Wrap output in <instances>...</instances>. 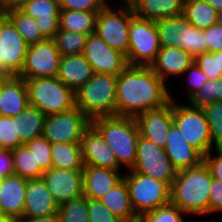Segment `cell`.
Instances as JSON below:
<instances>
[{
	"mask_svg": "<svg viewBox=\"0 0 222 222\" xmlns=\"http://www.w3.org/2000/svg\"><path fill=\"white\" fill-rule=\"evenodd\" d=\"M170 89L149 66L128 65L118 76L116 116L136 117L167 105Z\"/></svg>",
	"mask_w": 222,
	"mask_h": 222,
	"instance_id": "6da1fadb",
	"label": "cell"
},
{
	"mask_svg": "<svg viewBox=\"0 0 222 222\" xmlns=\"http://www.w3.org/2000/svg\"><path fill=\"white\" fill-rule=\"evenodd\" d=\"M211 183L212 175L204 161L178 170L170 186V202L187 215H209Z\"/></svg>",
	"mask_w": 222,
	"mask_h": 222,
	"instance_id": "7a4b0ae2",
	"label": "cell"
},
{
	"mask_svg": "<svg viewBox=\"0 0 222 222\" xmlns=\"http://www.w3.org/2000/svg\"><path fill=\"white\" fill-rule=\"evenodd\" d=\"M107 145L113 150L118 166L131 170L135 165L140 136L135 117L107 116L91 120Z\"/></svg>",
	"mask_w": 222,
	"mask_h": 222,
	"instance_id": "3957f363",
	"label": "cell"
},
{
	"mask_svg": "<svg viewBox=\"0 0 222 222\" xmlns=\"http://www.w3.org/2000/svg\"><path fill=\"white\" fill-rule=\"evenodd\" d=\"M117 76L97 74L75 92V107L90 120L116 116Z\"/></svg>",
	"mask_w": 222,
	"mask_h": 222,
	"instance_id": "277c9868",
	"label": "cell"
},
{
	"mask_svg": "<svg viewBox=\"0 0 222 222\" xmlns=\"http://www.w3.org/2000/svg\"><path fill=\"white\" fill-rule=\"evenodd\" d=\"M29 104L46 116L75 108V93L56 77H38L25 80Z\"/></svg>",
	"mask_w": 222,
	"mask_h": 222,
	"instance_id": "5b68a950",
	"label": "cell"
},
{
	"mask_svg": "<svg viewBox=\"0 0 222 222\" xmlns=\"http://www.w3.org/2000/svg\"><path fill=\"white\" fill-rule=\"evenodd\" d=\"M161 47L183 49L193 57L207 52L205 33L196 28L183 15L155 21Z\"/></svg>",
	"mask_w": 222,
	"mask_h": 222,
	"instance_id": "8992f818",
	"label": "cell"
},
{
	"mask_svg": "<svg viewBox=\"0 0 222 222\" xmlns=\"http://www.w3.org/2000/svg\"><path fill=\"white\" fill-rule=\"evenodd\" d=\"M118 8L107 3L96 17L95 33L112 49L128 54L130 20L134 16L129 3L122 1Z\"/></svg>",
	"mask_w": 222,
	"mask_h": 222,
	"instance_id": "52a82bcc",
	"label": "cell"
},
{
	"mask_svg": "<svg viewBox=\"0 0 222 222\" xmlns=\"http://www.w3.org/2000/svg\"><path fill=\"white\" fill-rule=\"evenodd\" d=\"M123 174L132 208L140 218L143 214L170 203V185L161 180L128 170Z\"/></svg>",
	"mask_w": 222,
	"mask_h": 222,
	"instance_id": "ba28073f",
	"label": "cell"
},
{
	"mask_svg": "<svg viewBox=\"0 0 222 222\" xmlns=\"http://www.w3.org/2000/svg\"><path fill=\"white\" fill-rule=\"evenodd\" d=\"M174 99L173 94L170 95V100H173V123L184 139L205 156L213 149V145L209 124L203 110L189 102L183 105Z\"/></svg>",
	"mask_w": 222,
	"mask_h": 222,
	"instance_id": "9c48e42d",
	"label": "cell"
},
{
	"mask_svg": "<svg viewBox=\"0 0 222 222\" xmlns=\"http://www.w3.org/2000/svg\"><path fill=\"white\" fill-rule=\"evenodd\" d=\"M160 48L155 21L134 15L130 20L128 65L150 67Z\"/></svg>",
	"mask_w": 222,
	"mask_h": 222,
	"instance_id": "30bf717a",
	"label": "cell"
},
{
	"mask_svg": "<svg viewBox=\"0 0 222 222\" xmlns=\"http://www.w3.org/2000/svg\"><path fill=\"white\" fill-rule=\"evenodd\" d=\"M131 170L154 177L170 186L177 173L165 149L142 136L137 141L135 165Z\"/></svg>",
	"mask_w": 222,
	"mask_h": 222,
	"instance_id": "8fae6325",
	"label": "cell"
},
{
	"mask_svg": "<svg viewBox=\"0 0 222 222\" xmlns=\"http://www.w3.org/2000/svg\"><path fill=\"white\" fill-rule=\"evenodd\" d=\"M91 120L77 107L70 111L47 115L42 136L50 143L80 142Z\"/></svg>",
	"mask_w": 222,
	"mask_h": 222,
	"instance_id": "7c38bea8",
	"label": "cell"
},
{
	"mask_svg": "<svg viewBox=\"0 0 222 222\" xmlns=\"http://www.w3.org/2000/svg\"><path fill=\"white\" fill-rule=\"evenodd\" d=\"M28 44L12 21L0 14V74L19 75L23 69Z\"/></svg>",
	"mask_w": 222,
	"mask_h": 222,
	"instance_id": "4fadbf2b",
	"label": "cell"
},
{
	"mask_svg": "<svg viewBox=\"0 0 222 222\" xmlns=\"http://www.w3.org/2000/svg\"><path fill=\"white\" fill-rule=\"evenodd\" d=\"M61 55L52 39L28 45L22 78L56 77L59 72Z\"/></svg>",
	"mask_w": 222,
	"mask_h": 222,
	"instance_id": "5bb4252c",
	"label": "cell"
},
{
	"mask_svg": "<svg viewBox=\"0 0 222 222\" xmlns=\"http://www.w3.org/2000/svg\"><path fill=\"white\" fill-rule=\"evenodd\" d=\"M83 55L97 74L118 76L128 66L126 56L112 49L96 33L88 35Z\"/></svg>",
	"mask_w": 222,
	"mask_h": 222,
	"instance_id": "9a60e30c",
	"label": "cell"
},
{
	"mask_svg": "<svg viewBox=\"0 0 222 222\" xmlns=\"http://www.w3.org/2000/svg\"><path fill=\"white\" fill-rule=\"evenodd\" d=\"M41 178L59 206L84 195L82 170L50 168Z\"/></svg>",
	"mask_w": 222,
	"mask_h": 222,
	"instance_id": "2e32d148",
	"label": "cell"
},
{
	"mask_svg": "<svg viewBox=\"0 0 222 222\" xmlns=\"http://www.w3.org/2000/svg\"><path fill=\"white\" fill-rule=\"evenodd\" d=\"M80 146L84 165L122 170L118 166L113 150L106 144L104 138L92 124L85 129Z\"/></svg>",
	"mask_w": 222,
	"mask_h": 222,
	"instance_id": "e0dca14e",
	"label": "cell"
},
{
	"mask_svg": "<svg viewBox=\"0 0 222 222\" xmlns=\"http://www.w3.org/2000/svg\"><path fill=\"white\" fill-rule=\"evenodd\" d=\"M135 119L140 136L164 148L170 126L173 123V100L162 108L138 114Z\"/></svg>",
	"mask_w": 222,
	"mask_h": 222,
	"instance_id": "ac0fdd59",
	"label": "cell"
},
{
	"mask_svg": "<svg viewBox=\"0 0 222 222\" xmlns=\"http://www.w3.org/2000/svg\"><path fill=\"white\" fill-rule=\"evenodd\" d=\"M59 205L42 178L28 179L22 218L47 217L58 213Z\"/></svg>",
	"mask_w": 222,
	"mask_h": 222,
	"instance_id": "d6986e66",
	"label": "cell"
},
{
	"mask_svg": "<svg viewBox=\"0 0 222 222\" xmlns=\"http://www.w3.org/2000/svg\"><path fill=\"white\" fill-rule=\"evenodd\" d=\"M166 140L165 152L177 171L198 166L204 161V156L184 139L174 123Z\"/></svg>",
	"mask_w": 222,
	"mask_h": 222,
	"instance_id": "ffe728a7",
	"label": "cell"
},
{
	"mask_svg": "<svg viewBox=\"0 0 222 222\" xmlns=\"http://www.w3.org/2000/svg\"><path fill=\"white\" fill-rule=\"evenodd\" d=\"M27 180L15 174L2 179L0 209L15 222L23 217Z\"/></svg>",
	"mask_w": 222,
	"mask_h": 222,
	"instance_id": "44dd1931",
	"label": "cell"
},
{
	"mask_svg": "<svg viewBox=\"0 0 222 222\" xmlns=\"http://www.w3.org/2000/svg\"><path fill=\"white\" fill-rule=\"evenodd\" d=\"M194 63V57L183 49L161 47L150 68L165 82L170 77H182Z\"/></svg>",
	"mask_w": 222,
	"mask_h": 222,
	"instance_id": "7402d4cb",
	"label": "cell"
},
{
	"mask_svg": "<svg viewBox=\"0 0 222 222\" xmlns=\"http://www.w3.org/2000/svg\"><path fill=\"white\" fill-rule=\"evenodd\" d=\"M29 95L25 79L18 75L8 76L0 92V116L15 117L29 106Z\"/></svg>",
	"mask_w": 222,
	"mask_h": 222,
	"instance_id": "603a6c76",
	"label": "cell"
},
{
	"mask_svg": "<svg viewBox=\"0 0 222 222\" xmlns=\"http://www.w3.org/2000/svg\"><path fill=\"white\" fill-rule=\"evenodd\" d=\"M121 172L123 171L84 165L82 170L84 196L88 199L100 200L123 179Z\"/></svg>",
	"mask_w": 222,
	"mask_h": 222,
	"instance_id": "cb8c5ba5",
	"label": "cell"
},
{
	"mask_svg": "<svg viewBox=\"0 0 222 222\" xmlns=\"http://www.w3.org/2000/svg\"><path fill=\"white\" fill-rule=\"evenodd\" d=\"M21 10L35 18L42 34L52 39L59 30V0H28Z\"/></svg>",
	"mask_w": 222,
	"mask_h": 222,
	"instance_id": "d4e9b609",
	"label": "cell"
},
{
	"mask_svg": "<svg viewBox=\"0 0 222 222\" xmlns=\"http://www.w3.org/2000/svg\"><path fill=\"white\" fill-rule=\"evenodd\" d=\"M93 75V68L83 54L61 56L57 78L74 93Z\"/></svg>",
	"mask_w": 222,
	"mask_h": 222,
	"instance_id": "484cf974",
	"label": "cell"
},
{
	"mask_svg": "<svg viewBox=\"0 0 222 222\" xmlns=\"http://www.w3.org/2000/svg\"><path fill=\"white\" fill-rule=\"evenodd\" d=\"M185 0H131L135 16L156 21L182 15Z\"/></svg>",
	"mask_w": 222,
	"mask_h": 222,
	"instance_id": "4316f807",
	"label": "cell"
},
{
	"mask_svg": "<svg viewBox=\"0 0 222 222\" xmlns=\"http://www.w3.org/2000/svg\"><path fill=\"white\" fill-rule=\"evenodd\" d=\"M122 222H139L129 196V190L124 179L117 183L99 200Z\"/></svg>",
	"mask_w": 222,
	"mask_h": 222,
	"instance_id": "83f0119b",
	"label": "cell"
},
{
	"mask_svg": "<svg viewBox=\"0 0 222 222\" xmlns=\"http://www.w3.org/2000/svg\"><path fill=\"white\" fill-rule=\"evenodd\" d=\"M52 168L83 170L80 142L51 143Z\"/></svg>",
	"mask_w": 222,
	"mask_h": 222,
	"instance_id": "f1b7e54d",
	"label": "cell"
},
{
	"mask_svg": "<svg viewBox=\"0 0 222 222\" xmlns=\"http://www.w3.org/2000/svg\"><path fill=\"white\" fill-rule=\"evenodd\" d=\"M45 117L43 112L31 105L16 116V133L23 143L42 136Z\"/></svg>",
	"mask_w": 222,
	"mask_h": 222,
	"instance_id": "f546056e",
	"label": "cell"
},
{
	"mask_svg": "<svg viewBox=\"0 0 222 222\" xmlns=\"http://www.w3.org/2000/svg\"><path fill=\"white\" fill-rule=\"evenodd\" d=\"M99 11L61 10L59 29L83 34L95 33L96 17Z\"/></svg>",
	"mask_w": 222,
	"mask_h": 222,
	"instance_id": "4dcf8cb0",
	"label": "cell"
},
{
	"mask_svg": "<svg viewBox=\"0 0 222 222\" xmlns=\"http://www.w3.org/2000/svg\"><path fill=\"white\" fill-rule=\"evenodd\" d=\"M182 15L201 30L217 22V10L206 0H185Z\"/></svg>",
	"mask_w": 222,
	"mask_h": 222,
	"instance_id": "1f68e13d",
	"label": "cell"
},
{
	"mask_svg": "<svg viewBox=\"0 0 222 222\" xmlns=\"http://www.w3.org/2000/svg\"><path fill=\"white\" fill-rule=\"evenodd\" d=\"M5 15L12 21L28 45L47 39L38 27L35 18L27 15L21 9L9 11Z\"/></svg>",
	"mask_w": 222,
	"mask_h": 222,
	"instance_id": "d6a6232c",
	"label": "cell"
},
{
	"mask_svg": "<svg viewBox=\"0 0 222 222\" xmlns=\"http://www.w3.org/2000/svg\"><path fill=\"white\" fill-rule=\"evenodd\" d=\"M12 154L15 175L25 179L41 178L44 170L40 166H36L34 155L25 145L14 148Z\"/></svg>",
	"mask_w": 222,
	"mask_h": 222,
	"instance_id": "836d02e7",
	"label": "cell"
},
{
	"mask_svg": "<svg viewBox=\"0 0 222 222\" xmlns=\"http://www.w3.org/2000/svg\"><path fill=\"white\" fill-rule=\"evenodd\" d=\"M88 35L59 29L52 40L61 56L83 54Z\"/></svg>",
	"mask_w": 222,
	"mask_h": 222,
	"instance_id": "e575fe53",
	"label": "cell"
},
{
	"mask_svg": "<svg viewBox=\"0 0 222 222\" xmlns=\"http://www.w3.org/2000/svg\"><path fill=\"white\" fill-rule=\"evenodd\" d=\"M61 222H90L87 211V197L82 195L59 206Z\"/></svg>",
	"mask_w": 222,
	"mask_h": 222,
	"instance_id": "d590c367",
	"label": "cell"
},
{
	"mask_svg": "<svg viewBox=\"0 0 222 222\" xmlns=\"http://www.w3.org/2000/svg\"><path fill=\"white\" fill-rule=\"evenodd\" d=\"M201 109L209 124L213 147L222 148V101H214Z\"/></svg>",
	"mask_w": 222,
	"mask_h": 222,
	"instance_id": "8d00e7d4",
	"label": "cell"
},
{
	"mask_svg": "<svg viewBox=\"0 0 222 222\" xmlns=\"http://www.w3.org/2000/svg\"><path fill=\"white\" fill-rule=\"evenodd\" d=\"M185 212L171 202L143 214L139 222H185Z\"/></svg>",
	"mask_w": 222,
	"mask_h": 222,
	"instance_id": "74e56055",
	"label": "cell"
},
{
	"mask_svg": "<svg viewBox=\"0 0 222 222\" xmlns=\"http://www.w3.org/2000/svg\"><path fill=\"white\" fill-rule=\"evenodd\" d=\"M214 101H222V78L206 81L189 103L195 107L202 108Z\"/></svg>",
	"mask_w": 222,
	"mask_h": 222,
	"instance_id": "f35d334b",
	"label": "cell"
},
{
	"mask_svg": "<svg viewBox=\"0 0 222 222\" xmlns=\"http://www.w3.org/2000/svg\"><path fill=\"white\" fill-rule=\"evenodd\" d=\"M16 128V116H0V147L1 149L13 150L24 145L18 136Z\"/></svg>",
	"mask_w": 222,
	"mask_h": 222,
	"instance_id": "ab89813d",
	"label": "cell"
},
{
	"mask_svg": "<svg viewBox=\"0 0 222 222\" xmlns=\"http://www.w3.org/2000/svg\"><path fill=\"white\" fill-rule=\"evenodd\" d=\"M24 145L31 151L36 160V166L44 171L52 168L51 143L43 136L27 141Z\"/></svg>",
	"mask_w": 222,
	"mask_h": 222,
	"instance_id": "60d3db41",
	"label": "cell"
},
{
	"mask_svg": "<svg viewBox=\"0 0 222 222\" xmlns=\"http://www.w3.org/2000/svg\"><path fill=\"white\" fill-rule=\"evenodd\" d=\"M194 63L208 77L209 80L222 78L221 72H218L217 52H204L194 57Z\"/></svg>",
	"mask_w": 222,
	"mask_h": 222,
	"instance_id": "b9f144b4",
	"label": "cell"
},
{
	"mask_svg": "<svg viewBox=\"0 0 222 222\" xmlns=\"http://www.w3.org/2000/svg\"><path fill=\"white\" fill-rule=\"evenodd\" d=\"M187 76L188 87L186 86L185 95H187V102H189L193 96L204 86V83L208 81V77L200 70V68L193 63L184 73Z\"/></svg>",
	"mask_w": 222,
	"mask_h": 222,
	"instance_id": "7bdbcfd3",
	"label": "cell"
},
{
	"mask_svg": "<svg viewBox=\"0 0 222 222\" xmlns=\"http://www.w3.org/2000/svg\"><path fill=\"white\" fill-rule=\"evenodd\" d=\"M87 211L90 222H122L99 200L87 198Z\"/></svg>",
	"mask_w": 222,
	"mask_h": 222,
	"instance_id": "ee69618b",
	"label": "cell"
},
{
	"mask_svg": "<svg viewBox=\"0 0 222 222\" xmlns=\"http://www.w3.org/2000/svg\"><path fill=\"white\" fill-rule=\"evenodd\" d=\"M106 0H59L61 10L100 11Z\"/></svg>",
	"mask_w": 222,
	"mask_h": 222,
	"instance_id": "f6af8a7d",
	"label": "cell"
},
{
	"mask_svg": "<svg viewBox=\"0 0 222 222\" xmlns=\"http://www.w3.org/2000/svg\"><path fill=\"white\" fill-rule=\"evenodd\" d=\"M207 45V52L222 51V25L215 23L203 30Z\"/></svg>",
	"mask_w": 222,
	"mask_h": 222,
	"instance_id": "bcb514c9",
	"label": "cell"
},
{
	"mask_svg": "<svg viewBox=\"0 0 222 222\" xmlns=\"http://www.w3.org/2000/svg\"><path fill=\"white\" fill-rule=\"evenodd\" d=\"M213 150L204 156V162L208 166L212 178L222 181V148L215 149V156H213Z\"/></svg>",
	"mask_w": 222,
	"mask_h": 222,
	"instance_id": "7dc6e473",
	"label": "cell"
},
{
	"mask_svg": "<svg viewBox=\"0 0 222 222\" xmlns=\"http://www.w3.org/2000/svg\"><path fill=\"white\" fill-rule=\"evenodd\" d=\"M222 212V181L212 178L210 187L209 214Z\"/></svg>",
	"mask_w": 222,
	"mask_h": 222,
	"instance_id": "c3c4849f",
	"label": "cell"
},
{
	"mask_svg": "<svg viewBox=\"0 0 222 222\" xmlns=\"http://www.w3.org/2000/svg\"><path fill=\"white\" fill-rule=\"evenodd\" d=\"M14 175L12 150H0V177L6 178Z\"/></svg>",
	"mask_w": 222,
	"mask_h": 222,
	"instance_id": "681fc988",
	"label": "cell"
},
{
	"mask_svg": "<svg viewBox=\"0 0 222 222\" xmlns=\"http://www.w3.org/2000/svg\"><path fill=\"white\" fill-rule=\"evenodd\" d=\"M28 0H0V14L21 9Z\"/></svg>",
	"mask_w": 222,
	"mask_h": 222,
	"instance_id": "f907efd6",
	"label": "cell"
},
{
	"mask_svg": "<svg viewBox=\"0 0 222 222\" xmlns=\"http://www.w3.org/2000/svg\"><path fill=\"white\" fill-rule=\"evenodd\" d=\"M16 222H61L58 213L53 214L47 217H39V218H21Z\"/></svg>",
	"mask_w": 222,
	"mask_h": 222,
	"instance_id": "816d5d0a",
	"label": "cell"
},
{
	"mask_svg": "<svg viewBox=\"0 0 222 222\" xmlns=\"http://www.w3.org/2000/svg\"><path fill=\"white\" fill-rule=\"evenodd\" d=\"M215 10L222 11V0H206Z\"/></svg>",
	"mask_w": 222,
	"mask_h": 222,
	"instance_id": "f5cc1de1",
	"label": "cell"
},
{
	"mask_svg": "<svg viewBox=\"0 0 222 222\" xmlns=\"http://www.w3.org/2000/svg\"><path fill=\"white\" fill-rule=\"evenodd\" d=\"M217 65H218V72L222 74V51L217 52Z\"/></svg>",
	"mask_w": 222,
	"mask_h": 222,
	"instance_id": "db71d44e",
	"label": "cell"
},
{
	"mask_svg": "<svg viewBox=\"0 0 222 222\" xmlns=\"http://www.w3.org/2000/svg\"><path fill=\"white\" fill-rule=\"evenodd\" d=\"M0 222H15V221H13V220H11V219H8V218L2 213V211H1V209H0Z\"/></svg>",
	"mask_w": 222,
	"mask_h": 222,
	"instance_id": "11a10c76",
	"label": "cell"
},
{
	"mask_svg": "<svg viewBox=\"0 0 222 222\" xmlns=\"http://www.w3.org/2000/svg\"><path fill=\"white\" fill-rule=\"evenodd\" d=\"M217 23L222 25V11H217Z\"/></svg>",
	"mask_w": 222,
	"mask_h": 222,
	"instance_id": "9f6ffc18",
	"label": "cell"
},
{
	"mask_svg": "<svg viewBox=\"0 0 222 222\" xmlns=\"http://www.w3.org/2000/svg\"><path fill=\"white\" fill-rule=\"evenodd\" d=\"M7 77H8L7 75L0 74V92H1L2 83Z\"/></svg>",
	"mask_w": 222,
	"mask_h": 222,
	"instance_id": "6f0895ef",
	"label": "cell"
},
{
	"mask_svg": "<svg viewBox=\"0 0 222 222\" xmlns=\"http://www.w3.org/2000/svg\"><path fill=\"white\" fill-rule=\"evenodd\" d=\"M131 0H123V3H129Z\"/></svg>",
	"mask_w": 222,
	"mask_h": 222,
	"instance_id": "680465c9",
	"label": "cell"
},
{
	"mask_svg": "<svg viewBox=\"0 0 222 222\" xmlns=\"http://www.w3.org/2000/svg\"><path fill=\"white\" fill-rule=\"evenodd\" d=\"M2 179H3V178H2V177H0V186H1V184H2Z\"/></svg>",
	"mask_w": 222,
	"mask_h": 222,
	"instance_id": "91938a15",
	"label": "cell"
}]
</instances>
